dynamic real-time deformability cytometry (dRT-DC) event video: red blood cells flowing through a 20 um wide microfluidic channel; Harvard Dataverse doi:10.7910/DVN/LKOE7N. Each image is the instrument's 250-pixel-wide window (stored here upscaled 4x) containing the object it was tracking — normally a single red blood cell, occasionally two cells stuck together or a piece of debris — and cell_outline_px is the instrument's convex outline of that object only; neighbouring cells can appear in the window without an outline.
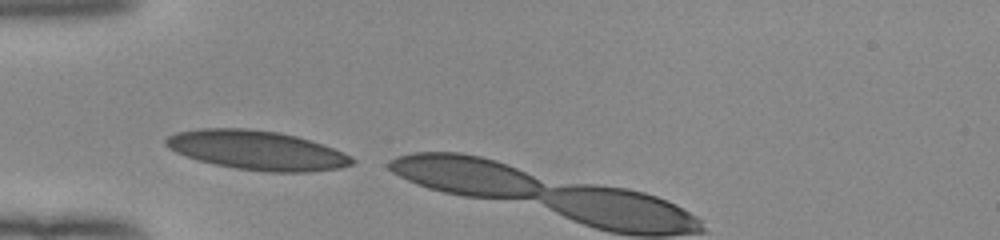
{"species": "human", "species_latin": "Homo sapiens", "temperature_condition": "room temperature", "stored_images_in_passage": 3, "camera_frame_rate_fps": 3000, "um_per_image_px": 0.085, "donor": {"sex": "female"}, "frame": {"image": 1, "passage_image": 1, "time_ms": 0.0, "image_size_px": [1000, 240], "cell_outline_px": [[356, 160], [352, 164], [340, 168], [308, 172], [268, 172], [236, 168], [216, 164], [200, 160], [176, 152], [168, 148], [164, 144], [164, 140], [168, 136], [176, 132], [200, 128], [244, 128], [280, 132], [296, 136], [344, 152], [352, 156]], "centroid_in_image_um": [21.84, 12.76], "position_along_channel_um": 63.2, "area_um2": 42.37}}